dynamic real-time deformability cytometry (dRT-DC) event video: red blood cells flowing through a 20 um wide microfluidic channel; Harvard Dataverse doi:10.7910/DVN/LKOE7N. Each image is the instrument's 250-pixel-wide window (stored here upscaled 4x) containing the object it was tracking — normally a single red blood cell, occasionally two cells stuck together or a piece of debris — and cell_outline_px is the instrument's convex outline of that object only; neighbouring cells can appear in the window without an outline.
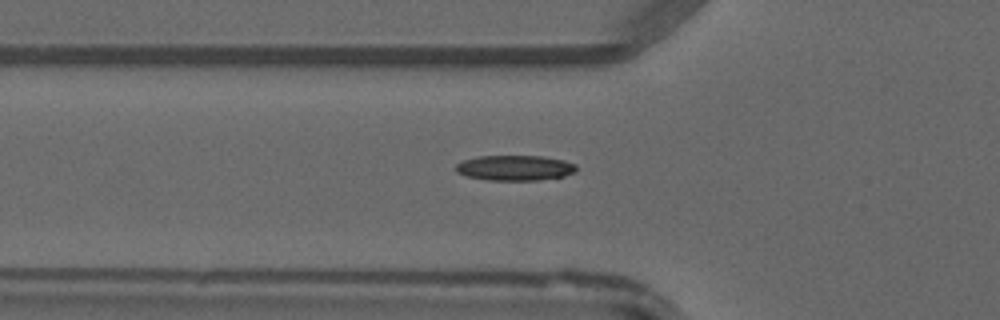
{"species": "common noctule bat (a hibernating species)", "species_latin": "Nyctalus noctula", "temperature_condition": "warm", "stored_images_in_passage": 47, "camera_frame_rate_fps": 3000, "um_per_image_px": 0.085, "animal": {"sex": "male", "forearm_length_mm": 52.5}, "frame": {"image": 1, "passage_image": 17, "time_ms": 5.333, "image_size_px": [1000, 320], "cell_outline_px": [[576, 172], [564, 176], [540, 180], [488, 180], [468, 176], [456, 172], [456, 164], [464, 160], [476, 156], [544, 156], [564, 160], [576, 164]], "centroid_in_image_um": [43.79, 14.26], "position_along_channel_um": 82.0, "area_um2": 17.8}}
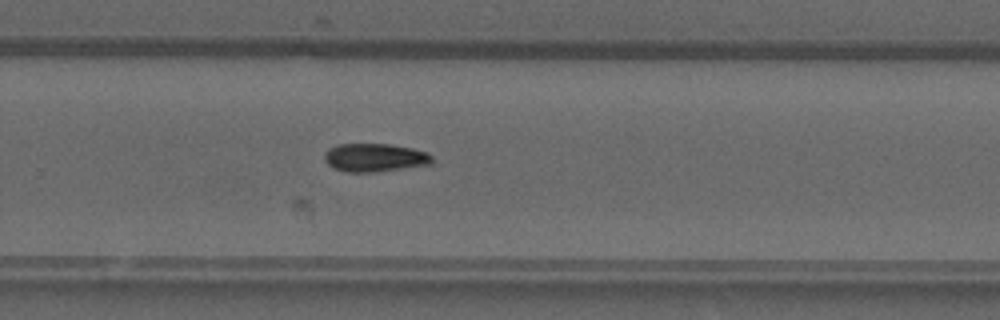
{"frame": {"image": 2, "passage_image": 32, "time_ms": 10.333, "image_size_px": [1000, 320], "cell_outline_px": [[432, 164], [376, 172], [348, 172], [336, 168], [328, 164], [324, 160], [324, 152], [328, 148], [336, 144], [392, 144], [412, 148], [428, 152], [432, 156]], "centroid_in_image_um": [31.86, 13.38], "position_along_channel_um": 297.9, "area_um2": 17.86}}
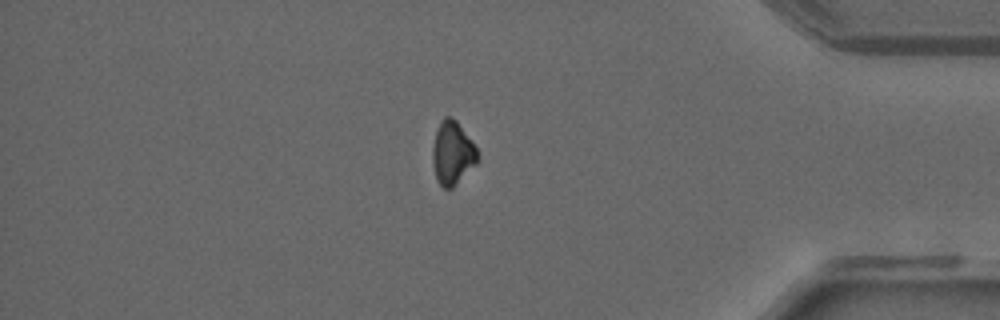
{"frame": {"image": 3, "passage_image": 41, "time_ms": 13.333, "image_size_px": [1000, 320], "cell_outline_px": [[480, 160], [452, 188], [444, 188], [436, 180], [432, 160], [432, 148], [436, 132], [440, 120], [444, 116], [452, 116], [456, 120], [472, 140], [480, 156]], "centroid_in_image_um": [38.47, 12.99], "position_along_channel_um": 396.7, "area_um2": 16.82}}